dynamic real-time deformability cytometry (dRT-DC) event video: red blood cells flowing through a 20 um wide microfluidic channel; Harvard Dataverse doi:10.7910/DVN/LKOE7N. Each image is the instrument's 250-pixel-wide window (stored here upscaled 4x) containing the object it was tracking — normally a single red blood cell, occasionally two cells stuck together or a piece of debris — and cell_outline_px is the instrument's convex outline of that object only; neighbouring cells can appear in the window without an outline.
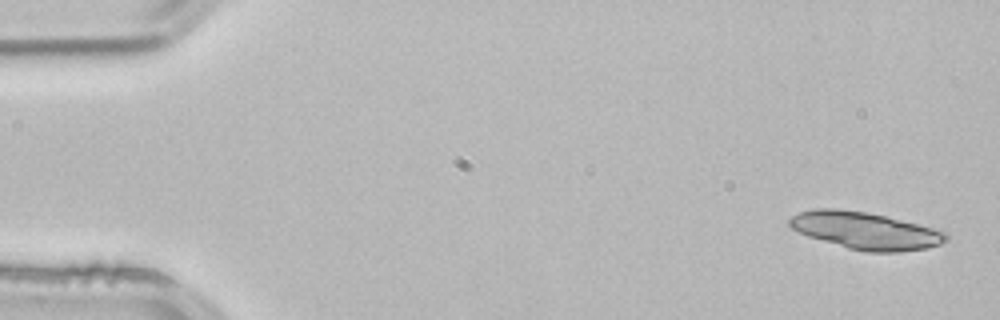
{"species": "common noctule bat (a hibernating species)", "species_latin": "Nyctalus noctula", "temperature_condition": "room temperature", "stored_images_in_passage": 3, "camera_frame_rate_fps": 3000, "um_per_image_px": 0.085, "animal": {"sex": "male", "body_mass_g": 21.5, "forearm_length_mm": 52.0}, "frame": {"image": 1, "passage_image": 1, "time_ms": 0.0, "image_size_px": [1000, 320], "cell_outline_px": [[948, 240], [940, 244], [928, 248], [900, 252], [868, 252], [848, 248], [808, 236], [792, 228], [788, 224], [788, 220], [792, 216], [800, 212], [812, 208], [836, 208], [868, 212], [920, 224], [944, 232], [948, 236]], "centroid_in_image_um": [73.56, 19.6], "position_along_channel_um": 11.4, "area_um2": 33.87}}